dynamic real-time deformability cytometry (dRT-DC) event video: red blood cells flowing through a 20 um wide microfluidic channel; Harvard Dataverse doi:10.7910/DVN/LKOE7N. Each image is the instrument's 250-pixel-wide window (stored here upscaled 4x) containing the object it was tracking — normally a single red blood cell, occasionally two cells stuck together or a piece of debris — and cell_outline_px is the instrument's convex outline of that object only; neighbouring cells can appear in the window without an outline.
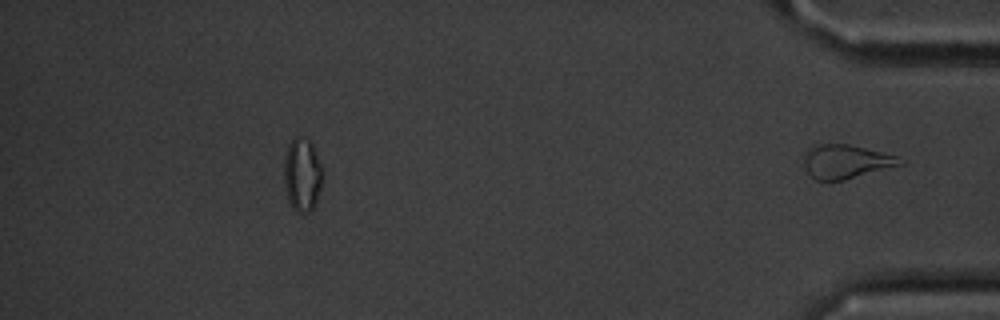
{"species": "common noctule bat (a hibernating species)", "species_latin": "Nyctalus noctula", "temperature_condition": "cold", "stored_images_in_passage": 43, "segment_of_instrument_passage": [2, 2], "camera_frame_rate_fps": 3000, "um_per_image_px": 0.085, "animal": {"sex": "male", "body_mass_g": 20.1, "forearm_length_mm": 53.5}, "frame": {"image": 1, "passage_image": 43, "time_ms": 14.0, "image_size_px": [1000, 320], "cell_outline_px": [[908, 164], [844, 180], [816, 180], [808, 176], [804, 164], [804, 156], [808, 148], [812, 144], [848, 144], [896, 156], [904, 160]], "centroid_in_image_um": [71.92, 13.75], "position_along_channel_um": 363.3, "area_um2": 19.25}}